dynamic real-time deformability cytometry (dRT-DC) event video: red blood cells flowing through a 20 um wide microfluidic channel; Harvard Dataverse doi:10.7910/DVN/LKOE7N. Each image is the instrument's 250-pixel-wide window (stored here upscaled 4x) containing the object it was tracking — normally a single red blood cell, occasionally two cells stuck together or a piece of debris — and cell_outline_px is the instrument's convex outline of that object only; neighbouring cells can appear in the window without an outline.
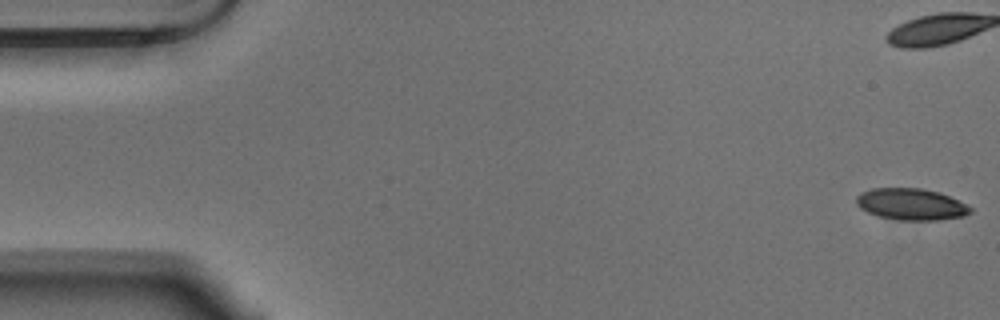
{"species": "Egyptian fruit bat (a non-hibernating species)", "species_latin": "Rousettus aegyptiacus", "temperature_condition": "warm", "stored_images_in_passage": 56, "camera_frame_rate_fps": 3000, "um_per_image_px": 0.085, "animal": {"sex": "male"}, "frame": {"image": 1, "passage_image": 1, "time_ms": 0.0, "image_size_px": [1000, 320], "cell_outline_px": [[972, 212], [964, 216], [940, 220], [900, 220], [876, 216], [860, 208], [856, 204], [856, 196], [860, 192], [872, 188], [920, 188], [940, 192], [968, 204], [972, 208]], "centroid_in_image_um": [77.45, 17.36], "position_along_channel_um": 7.5, "area_um2": 21.27}}
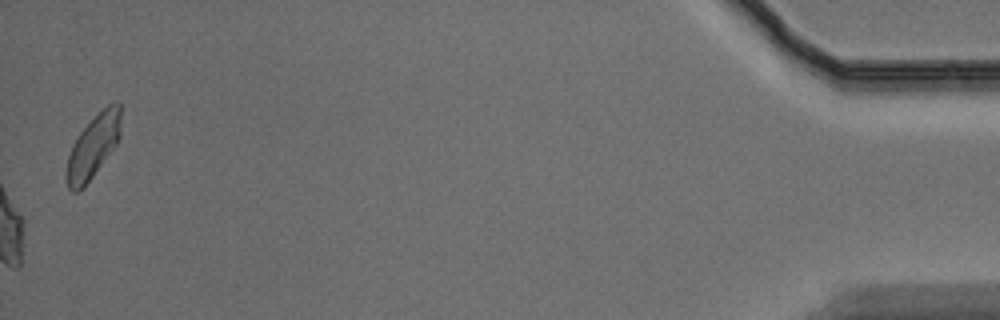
{"frame": {"image": 2, "passage_image": 56, "time_ms": 18.333, "image_size_px": [1000, 320], "cell_outline_px": [[120, 136], [116, 144], [80, 192], [72, 192], [68, 188], [68, 156], [72, 144], [80, 132], [108, 104], [116, 100], [120, 104]], "centroid_in_image_um": [7.94, 12.43], "position_along_channel_um": 427.3, "area_um2": 19.31}, "authors_computed_cell_mechanics": {"area_um2": 22.542, "velocity_mm_per_s": 3.6583, "shape_relaxation_time_tau1_ms": 5.145, "shape_relaxation_time_tau2_ms": 2.8621, "deformation_change_tau1": 0.167, "deformation_change_tau2": 0.0888}}